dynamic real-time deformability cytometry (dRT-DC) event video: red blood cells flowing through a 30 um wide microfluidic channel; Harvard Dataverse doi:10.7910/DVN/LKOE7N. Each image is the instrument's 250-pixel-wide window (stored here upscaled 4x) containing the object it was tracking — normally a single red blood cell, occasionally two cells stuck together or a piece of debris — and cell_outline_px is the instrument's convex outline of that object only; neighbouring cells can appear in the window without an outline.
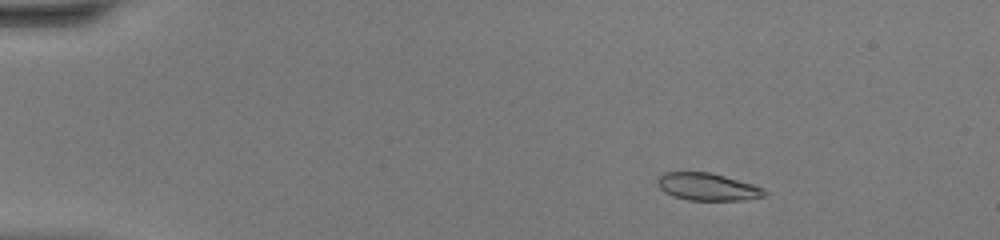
{"species": "common noctule bat (a hibernating species)", "species_latin": "Nyctalus noctula", "temperature_condition": "warm", "stored_images_in_passage": 46, "camera_frame_rate_fps": 3000, "um_per_image_px": 0.085, "animal": {"sex": "female", "body_mass_g": 20.0, "forearm_length_mm": 54.0}, "frame": {"image": 1, "passage_image": 6, "time_ms": 1.667, "image_size_px": [1000, 240], "cell_outline_px": [[768, 196], [744, 200], [688, 200], [672, 196], [664, 192], [656, 184], [656, 180], [664, 172], [708, 172], [724, 176], [752, 184], [764, 188], [768, 192]], "centroid_in_image_um": [60.14, 15.89], "position_along_channel_um": 24.9, "area_um2": 17.22}}
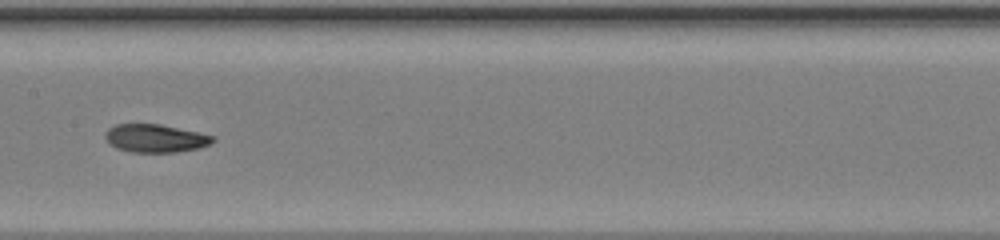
{"frame": {"image": 2, "passage_image": 24, "time_ms": 7.667, "image_size_px": [1000, 240], "cell_outline_px": [[216, 140], [200, 148], [176, 152], [132, 152], [116, 148], [104, 136], [108, 128], [116, 124], [160, 124], [216, 136]], "centroid_in_image_um": [13.23, 11.75], "position_along_channel_um": 194.2, "area_um2": 17.51}}
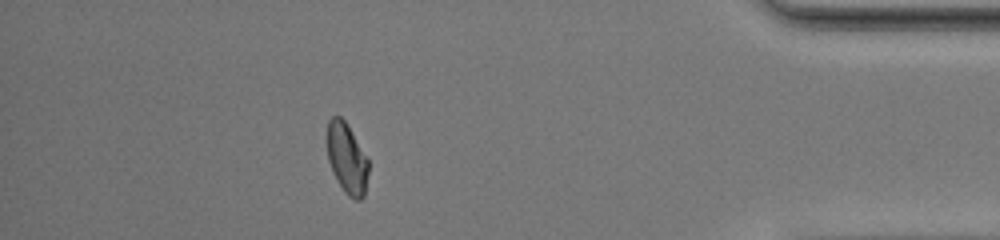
{"frame": {"image": 3, "passage_image": 41, "time_ms": 13.333, "image_size_px": [1000, 240], "cell_outline_px": [[368, 172], [364, 196], [360, 200], [356, 200], [348, 196], [344, 192], [332, 172], [328, 160], [324, 140], [324, 136], [328, 120], [332, 116], [340, 116], [344, 120], [368, 160]], "centroid_in_image_um": [29.41, 13.44], "position_along_channel_um": 405.8, "area_um2": 17.28}, "authors_computed_cell_mechanics": {"area_um2": 17.7157, "velocity_mm_per_s": 4.4317, "shape_relaxation_time_tau1_ms": null, "shape_relaxation_time_tau2_ms": 1.164, "deformation_change_tau1": null, "deformation_change_tau2": 0.045}}